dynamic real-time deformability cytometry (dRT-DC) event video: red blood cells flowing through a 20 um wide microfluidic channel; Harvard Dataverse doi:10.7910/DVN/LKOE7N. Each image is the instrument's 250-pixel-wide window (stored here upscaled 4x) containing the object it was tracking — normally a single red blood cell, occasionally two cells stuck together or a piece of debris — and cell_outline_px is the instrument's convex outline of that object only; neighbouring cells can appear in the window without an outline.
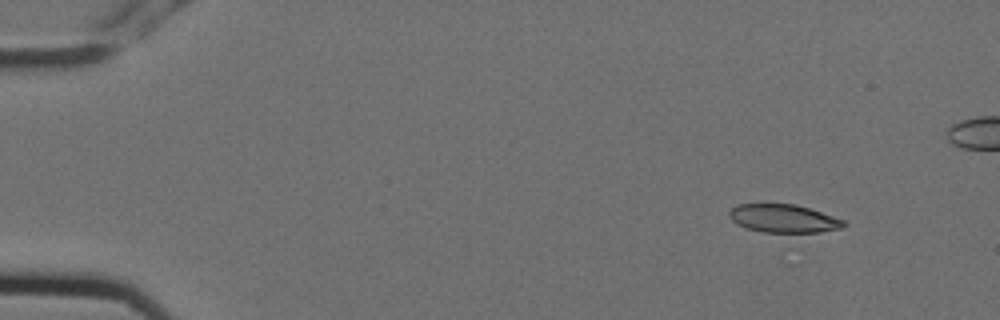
{"species": "Egyptian fruit bat (a non-hibernating species)", "species_latin": "Rousettus aegyptiacus", "temperature_condition": "cold", "stored_images_in_passage": 4, "camera_frame_rate_fps": 3000, "um_per_image_px": 0.085, "animal": {"sex": "female"}, "frame": {"image": 1, "passage_image": 1, "time_ms": 0.0, "image_size_px": [1000, 320], "cell_outline_px": [[848, 224], [844, 228], [820, 232], [760, 232], [744, 228], [736, 224], [728, 216], [728, 212], [736, 204], [796, 204], [844, 220]], "centroid_in_image_um": [66.58, 18.58], "position_along_channel_um": 18.4, "area_um2": 18.96}}